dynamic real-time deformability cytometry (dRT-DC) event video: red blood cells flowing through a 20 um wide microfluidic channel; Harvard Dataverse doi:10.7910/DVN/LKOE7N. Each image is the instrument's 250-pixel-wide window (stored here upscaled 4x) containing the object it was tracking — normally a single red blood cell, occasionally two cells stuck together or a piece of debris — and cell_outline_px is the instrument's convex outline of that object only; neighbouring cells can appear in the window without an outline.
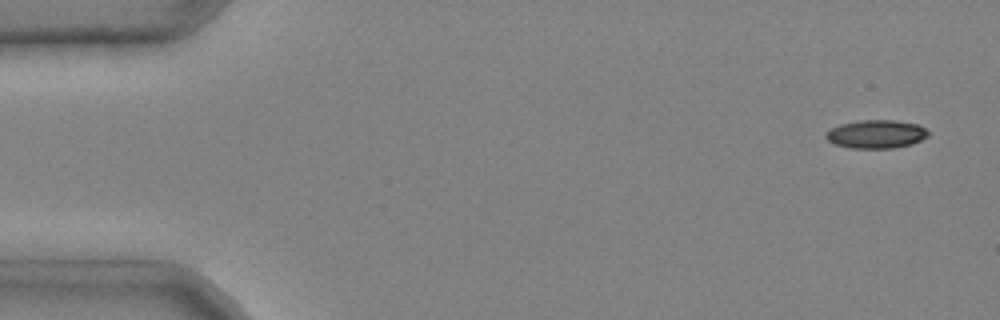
{"species": "common noctule bat (a hibernating species)", "species_latin": "Nyctalus noctula", "temperature_condition": "cold", "stored_images_in_passage": 4, "camera_frame_rate_fps": 3000, "um_per_image_px": 0.085, "animal": {"sex": "male", "body_mass_g": 20.4}, "frame": {"image": 1, "passage_image": 1, "time_ms": 0.0, "image_size_px": [1000, 320], "cell_outline_px": [[928, 136], [912, 144], [892, 148], [852, 148], [832, 144], [824, 136], [824, 132], [840, 124], [860, 120], [892, 120], [916, 124], [924, 128], [928, 132]], "centroid_in_image_um": [74.42, 11.4], "position_along_channel_um": 10.6, "area_um2": 16.88}}
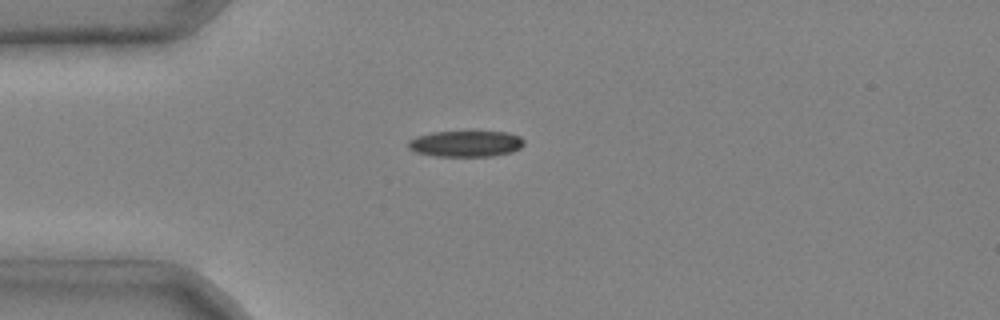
{"frame": {"image": 2, "passage_image": 3, "time_ms": 0.667, "image_size_px": [1000, 320], "cell_outline_px": [[524, 144], [520, 148], [512, 152], [492, 156], [436, 156], [416, 152], [408, 148], [408, 140], [416, 136], [432, 132], [472, 128], [508, 132], [520, 136], [524, 140]], "centroid_in_image_um": [39.62, 12.15], "position_along_channel_um": 45.4, "area_um2": 18.73}}